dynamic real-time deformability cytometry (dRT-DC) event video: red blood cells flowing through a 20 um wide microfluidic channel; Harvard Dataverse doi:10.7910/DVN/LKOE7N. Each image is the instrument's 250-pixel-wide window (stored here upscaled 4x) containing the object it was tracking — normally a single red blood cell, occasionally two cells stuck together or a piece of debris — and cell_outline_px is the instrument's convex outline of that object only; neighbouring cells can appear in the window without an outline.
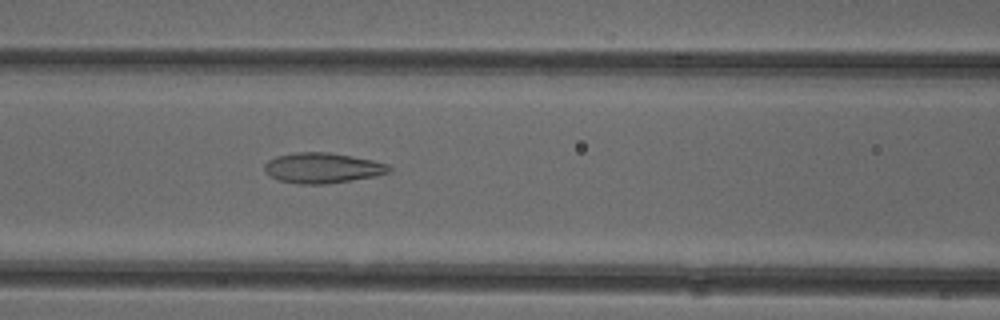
{"species": "common noctule bat (a hibernating species)", "species_latin": "Nyctalus noctula", "temperature_condition": "cold", "stored_images_in_passage": 53, "camera_frame_rate_fps": 3000, "um_per_image_px": 0.085, "animal": {"sex": "female"}, "frame": {"image": 1, "passage_image": 22, "time_ms": 7.0, "image_size_px": [1000, 320], "cell_outline_px": [[392, 172], [376, 176], [324, 184], [300, 184], [280, 180], [264, 172], [264, 164], [268, 160], [276, 156], [296, 152], [328, 152], [352, 156], [372, 160], [388, 164], [392, 168]], "centroid_in_image_um": [27.43, 14.27], "position_along_channel_um": 139.2, "area_um2": 22.02}}
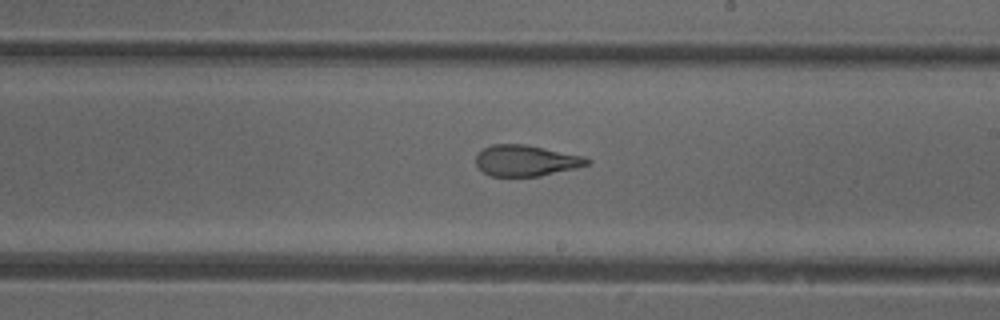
{"frame": {"image": 2, "passage_image": 30, "time_ms": 9.667, "image_size_px": [1000, 320], "cell_outline_px": [[592, 160], [588, 164], [576, 168], [540, 176], [488, 176], [476, 164], [476, 156], [484, 148], [492, 144], [524, 144], [584, 156]], "centroid_in_image_um": [44.71, 13.65], "position_along_channel_um": 244.3, "area_um2": 20.0}}
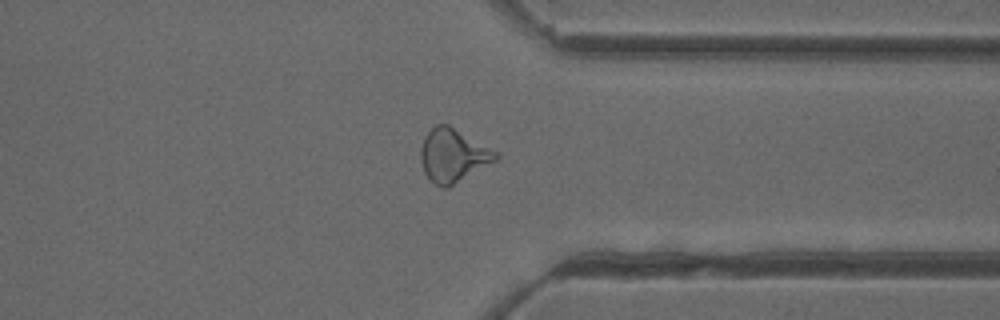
{"frame": {"image": 3, "passage_image": 40, "time_ms": 13.0, "image_size_px": [1000, 320], "cell_outline_px": [[500, 156], [496, 160], [448, 188], [444, 188], [436, 184], [424, 172], [420, 160], [420, 148], [424, 136], [436, 124], [448, 124], [496, 152]], "centroid_in_image_um": [38.47, 13.21], "position_along_channel_um": 372.9, "area_um2": 22.89}, "authors_computed_cell_mechanics": {"area_um2": 23.409, "velocity_mm_per_s": 3.9506, "shape_relaxation_time_tau1_ms": null, "shape_relaxation_time_tau2_ms": 1.7212, "deformation_change_tau1": null, "deformation_change_tau2": 0.0961}}